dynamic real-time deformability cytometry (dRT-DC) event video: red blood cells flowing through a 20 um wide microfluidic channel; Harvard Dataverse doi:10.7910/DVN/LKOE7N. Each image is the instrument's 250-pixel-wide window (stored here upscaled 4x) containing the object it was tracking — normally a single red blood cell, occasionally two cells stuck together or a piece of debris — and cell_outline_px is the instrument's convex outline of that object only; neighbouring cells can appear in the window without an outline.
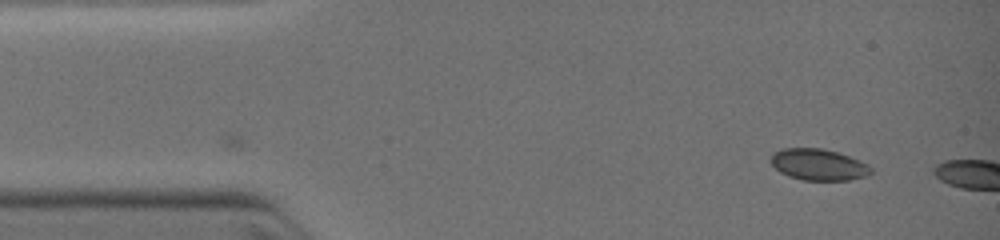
{"species": "common noctule bat (a hibernating species)", "species_latin": "Nyctalus noctula", "temperature_condition": "warm", "stored_images_in_passage": 3, "camera_frame_rate_fps": 3000, "um_per_image_px": 0.085, "animal": {"sex": "female", "body_mass_g": 19.0, "forearm_length_mm": 51.5}, "frame": {"image": 1, "passage_image": 1, "time_ms": 0.0, "image_size_px": [1000, 240], "cell_outline_px": [[872, 172], [868, 176], [848, 180], [804, 180], [788, 176], [780, 172], [768, 160], [772, 152], [784, 148], [824, 148], [860, 160], [868, 164], [872, 168]], "centroid_in_image_um": [69.56, 13.99], "position_along_channel_um": 15.4, "area_um2": 18.5}}